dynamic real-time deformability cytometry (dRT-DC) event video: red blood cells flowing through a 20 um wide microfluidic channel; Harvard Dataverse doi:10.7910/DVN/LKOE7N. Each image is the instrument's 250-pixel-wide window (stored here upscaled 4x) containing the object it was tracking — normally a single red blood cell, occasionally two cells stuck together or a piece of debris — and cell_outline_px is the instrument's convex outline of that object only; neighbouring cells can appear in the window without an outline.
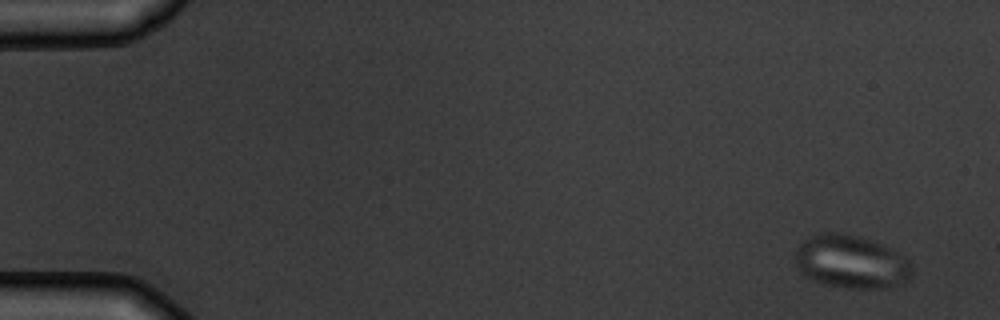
{"species": "common noctule bat (a hibernating species)", "species_latin": "Nyctalus noctula", "temperature_condition": "warm", "stored_images_in_passage": 6, "camera_frame_rate_fps": 3000, "um_per_image_px": 0.085, "animal": {"sex": "male", "body_mass_g": 19.5, "forearm_length_mm": 54.6}, "frame": {"image": 1, "passage_image": 1, "time_ms": 0.0, "image_size_px": [1000, 320], "cell_outline_px": [[912, 280], [884, 288], [844, 288], [812, 280], [800, 272], [796, 264], [796, 248], [804, 240], [820, 232], [840, 232], [860, 236], [872, 240], [904, 256], [912, 264]], "centroid_in_image_um": [72.36, 22.25], "position_along_channel_um": 12.6, "area_um2": 36.3}}